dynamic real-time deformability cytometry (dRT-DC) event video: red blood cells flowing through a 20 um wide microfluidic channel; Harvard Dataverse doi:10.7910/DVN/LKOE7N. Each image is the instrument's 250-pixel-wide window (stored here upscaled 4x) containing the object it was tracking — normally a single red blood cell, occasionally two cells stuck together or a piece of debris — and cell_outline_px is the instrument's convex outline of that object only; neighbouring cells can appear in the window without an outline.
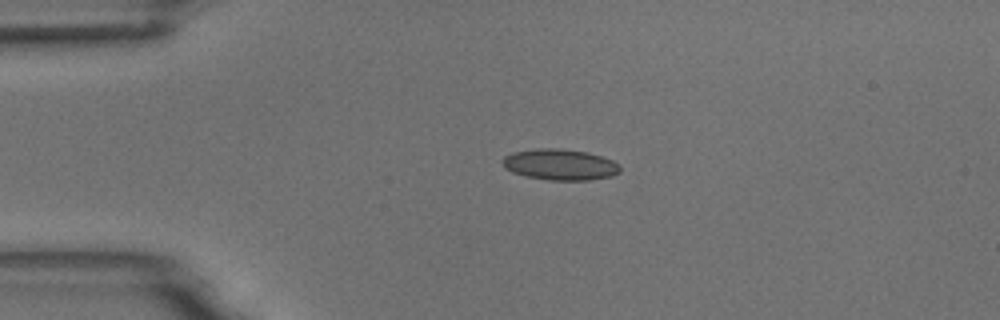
{"species": "common noctule bat (a hibernating species)", "species_latin": "Nyctalus noctula", "temperature_condition": "room temperature", "stored_images_in_passage": 2, "camera_frame_rate_fps": 3000, "um_per_image_px": 0.085, "animal": {"sex": "male", "body_mass_g": 18.8}, "frame": {"image": 1, "passage_image": 1, "time_ms": 0.0, "image_size_px": [1000, 320], "cell_outline_px": [[620, 172], [612, 176], [588, 180], [548, 180], [524, 176], [512, 172], [504, 168], [500, 160], [504, 156], [512, 152], [536, 148], [556, 148], [588, 152], [612, 160], [620, 168]], "centroid_in_image_um": [47.54, 13.99], "position_along_channel_um": 37.5, "area_um2": 21.39}}